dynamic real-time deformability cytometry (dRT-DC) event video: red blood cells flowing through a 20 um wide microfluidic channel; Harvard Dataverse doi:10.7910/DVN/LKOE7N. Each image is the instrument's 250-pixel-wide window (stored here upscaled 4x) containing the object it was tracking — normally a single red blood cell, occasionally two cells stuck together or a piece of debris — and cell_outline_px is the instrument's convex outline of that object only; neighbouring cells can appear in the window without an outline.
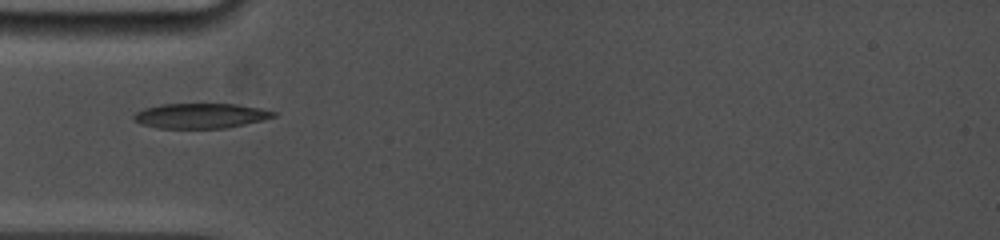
{"species": "common noctule bat (a hibernating species)", "species_latin": "Nyctalus noctula", "temperature_condition": "cold", "stored_images_in_passage": 16, "camera_frame_rate_fps": 5000, "um_per_image_px": 0.085, "animal": {"sex": "female", "body_mass_g": 19.0, "forearm_length_mm": 53.3}, "frame": {"image": 1, "passage_image": 1, "time_ms": 0.0, "image_size_px": [1000, 240], "cell_outline_px": [[276, 116], [228, 128], [156, 128], [140, 124], [132, 120], [132, 116], [136, 112], [144, 108], [160, 104], [236, 104], [260, 108], [276, 112]], "centroid_in_image_um": [16.98, 9.84], "position_along_channel_um": 68.0, "area_um2": 20.4}}
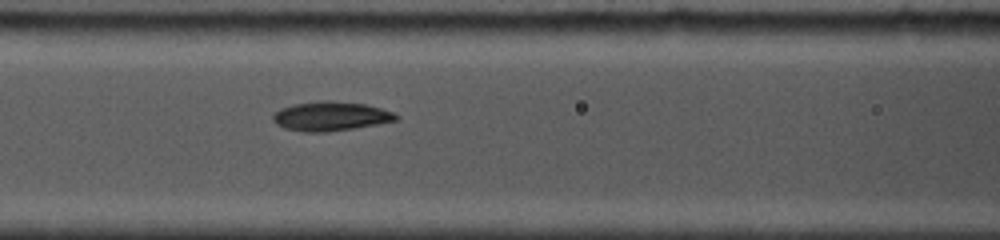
{"frame": {"image": 2, "passage_image": 10, "time_ms": 1.8, "image_size_px": [1000, 240], "cell_outline_px": [[400, 116], [396, 120], [376, 124], [328, 132], [300, 132], [284, 128], [276, 124], [272, 120], [272, 116], [280, 108], [292, 104], [320, 100], [332, 100], [364, 104], [380, 108], [392, 112]], "centroid_in_image_um": [28.05, 9.87], "position_along_channel_um": 138.6, "area_um2": 21.04}}
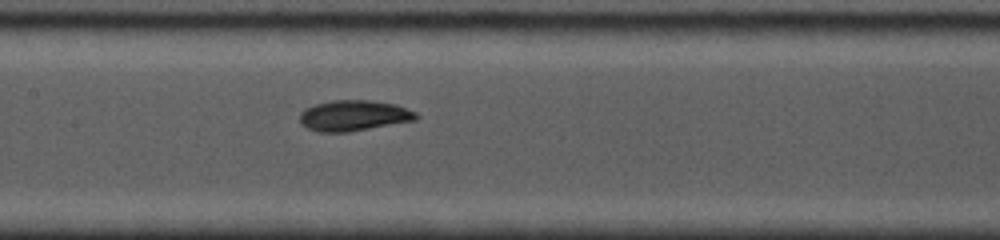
{"frame": {"image": 3, "passage_image": 14, "time_ms": 2.8, "image_size_px": [1000, 240], "cell_outline_px": [[420, 116], [416, 120], [348, 132], [316, 132], [300, 124], [300, 112], [304, 108], [316, 104], [332, 100], [372, 100], [396, 104], [416, 112]], "centroid_in_image_um": [30.06, 9.82], "position_along_channel_um": 177.3, "area_um2": 20.98}}